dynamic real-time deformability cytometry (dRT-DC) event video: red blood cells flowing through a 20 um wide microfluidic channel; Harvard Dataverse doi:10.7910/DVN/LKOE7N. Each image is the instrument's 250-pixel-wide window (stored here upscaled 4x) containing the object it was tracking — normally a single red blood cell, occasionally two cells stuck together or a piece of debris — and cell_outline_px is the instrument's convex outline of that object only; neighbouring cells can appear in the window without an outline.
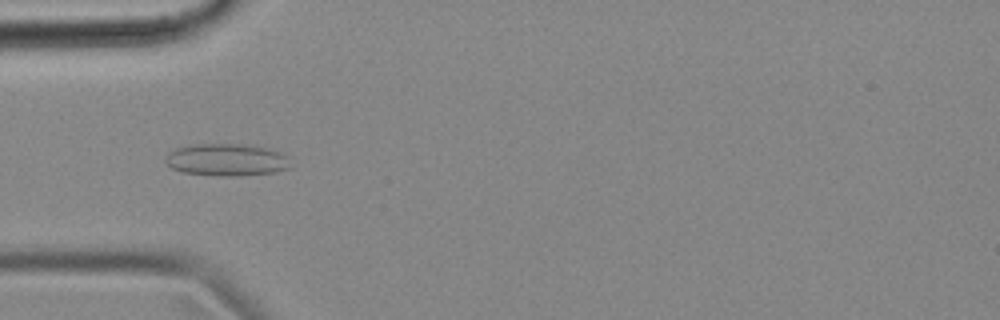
{"species": "common noctule bat (a hibernating species)", "species_latin": "Nyctalus noctula", "temperature_condition": "cold", "stored_images_in_passage": 52, "camera_frame_rate_fps": 3000, "um_per_image_px": 0.085, "animal": {"sex": "female", "body_mass_g": 18.4}, "frame": {"image": 1, "passage_image": 14, "time_ms": 4.333, "image_size_px": [1000, 320], "cell_outline_px": [[292, 168], [276, 172], [236, 176], [216, 176], [184, 172], [172, 168], [164, 160], [168, 152], [176, 148], [188, 144], [244, 144], [264, 148], [280, 152], [284, 156]], "centroid_in_image_um": [19.22, 13.59], "position_along_channel_um": 65.8, "area_um2": 23.47}}
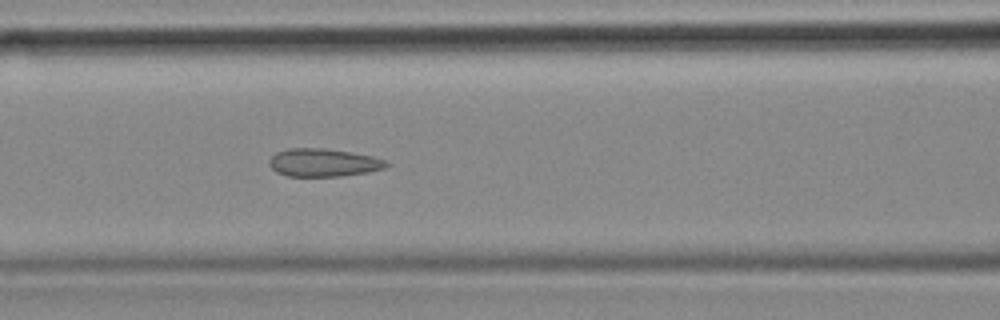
{"frame": {"image": 2, "passage_image": 20, "time_ms": 6.333, "image_size_px": [1000, 320], "cell_outline_px": [[392, 164], [384, 168], [368, 172], [340, 176], [288, 176], [276, 172], [268, 164], [268, 160], [276, 152], [288, 148], [324, 148], [372, 156], [384, 160]], "centroid_in_image_um": [27.46, 13.82], "position_along_channel_um": 139.1, "area_um2": 19.07}}
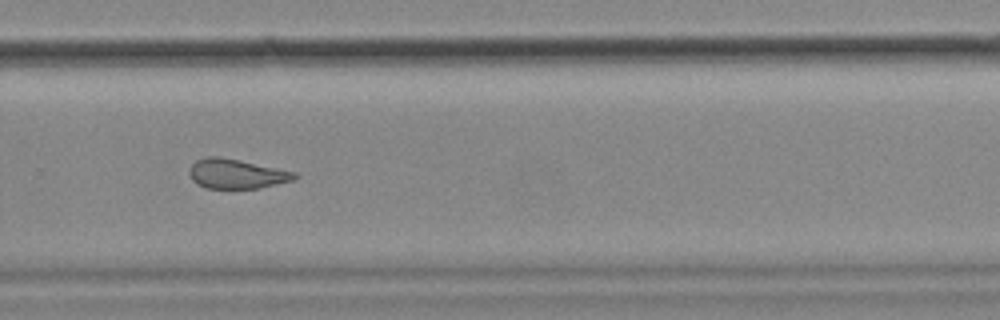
{"frame": {"image": 3, "passage_image": 34, "time_ms": 11.0, "image_size_px": [1000, 320], "cell_outline_px": [[300, 176], [292, 180], [260, 188], [204, 188], [196, 184], [192, 180], [188, 172], [188, 168], [196, 160], [208, 156], [220, 156], [240, 160], [296, 172]], "centroid_in_image_um": [20.07, 14.77], "position_along_channel_um": 309.7, "area_um2": 18.26}, "authors_computed_cell_mechanics": {"area_um2": 19.8254, "velocity_mm_per_s": 3.67, "shape_relaxation_time_tau1_ms": null, "shape_relaxation_time_tau2_ms": 1.9642, "deformation_change_tau1": null, "deformation_change_tau2": 0.0751}}